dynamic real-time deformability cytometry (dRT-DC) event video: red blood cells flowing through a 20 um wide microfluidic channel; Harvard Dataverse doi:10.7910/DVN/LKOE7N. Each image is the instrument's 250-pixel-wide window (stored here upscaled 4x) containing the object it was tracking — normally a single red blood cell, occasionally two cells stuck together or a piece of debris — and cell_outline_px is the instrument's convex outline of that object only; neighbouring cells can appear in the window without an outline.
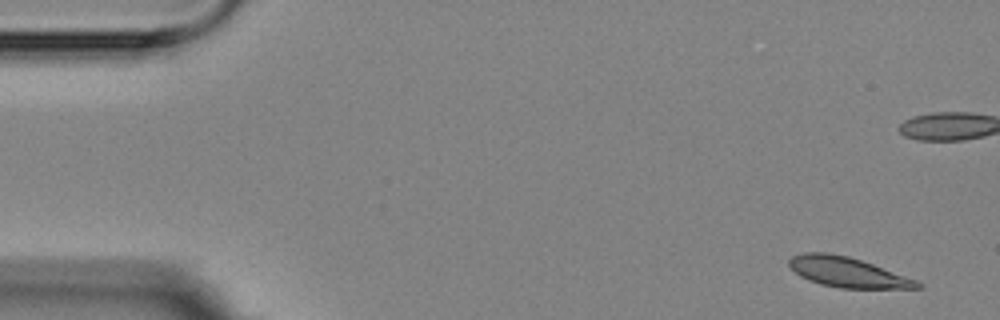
{"species": "Egyptian fruit bat (a non-hibernating species)", "species_latin": "Rousettus aegyptiacus", "temperature_condition": "room temperature", "stored_images_in_passage": 8, "camera_frame_rate_fps": 3000, "um_per_image_px": 0.085, "animal": {"sex": "female"}, "frame": {"image": 1, "passage_image": 1, "time_ms": 0.0, "image_size_px": [1000, 320], "cell_outline_px": [[924, 284], [920, 288], [840, 288], [820, 284], [808, 280], [800, 276], [788, 264], [788, 260], [792, 256], [804, 252], [828, 252], [848, 256], [872, 264], [916, 280]], "centroid_in_image_um": [72.0, 23.13], "position_along_channel_um": 13.0, "area_um2": 22.25}}
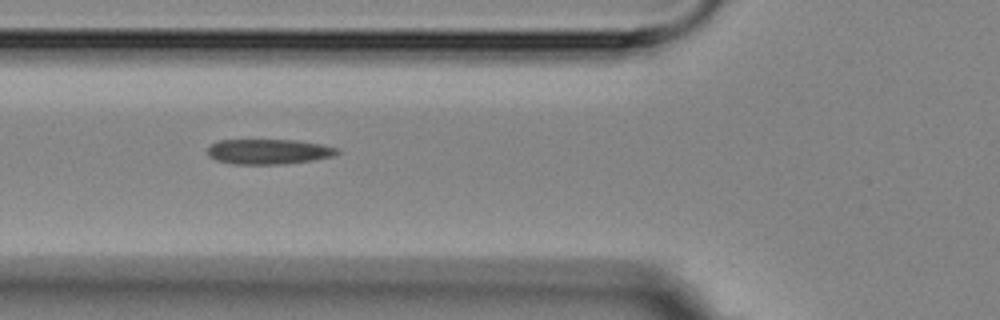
{"frame": {"image": 2, "passage_image": 7, "time_ms": 7.0, "image_size_px": [1000, 320], "cell_outline_px": [[340, 152], [332, 156], [312, 160], [284, 164], [232, 164], [216, 160], [208, 156], [208, 148], [212, 144], [220, 140], [300, 140], [324, 144], [340, 148]], "centroid_in_image_um": [22.87, 12.88], "position_along_channel_um": 102.9, "area_um2": 19.13}}
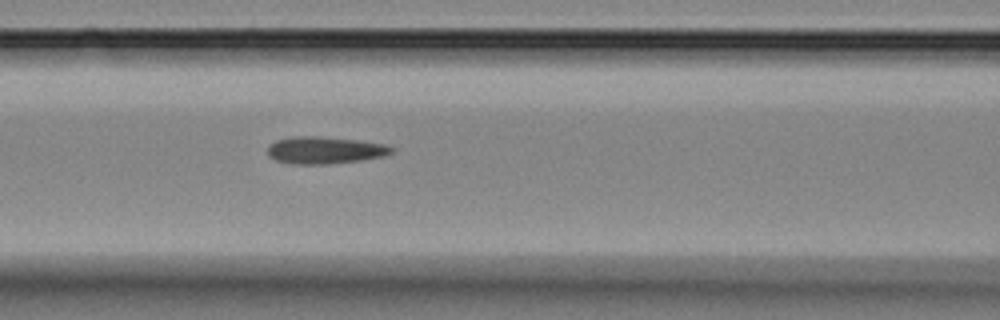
{"frame": {"image": 3, "passage_image": 8, "time_ms": 8.0, "image_size_px": [1000, 320], "cell_outline_px": [[396, 148], [392, 152], [384, 156], [360, 160], [328, 164], [292, 164], [276, 160], [268, 156], [268, 148], [276, 140], [292, 136], [320, 136], [356, 140], [384, 144]], "centroid_in_image_um": [27.61, 12.76], "position_along_channel_um": 139.0, "area_um2": 19.54}}